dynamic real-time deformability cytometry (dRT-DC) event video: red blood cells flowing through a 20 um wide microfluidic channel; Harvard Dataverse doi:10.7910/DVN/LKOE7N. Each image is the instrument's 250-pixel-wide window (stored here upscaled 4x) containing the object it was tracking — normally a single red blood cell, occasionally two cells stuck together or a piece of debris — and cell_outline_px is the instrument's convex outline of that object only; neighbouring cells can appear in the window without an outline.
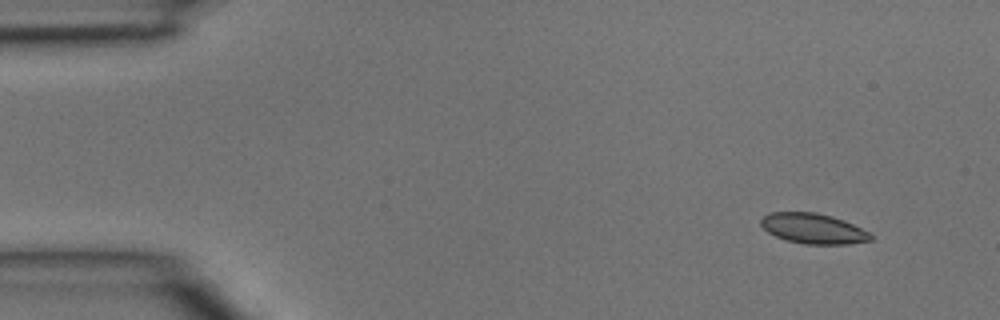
{"species": "common noctule bat (a hibernating species)", "species_latin": "Nyctalus noctula", "temperature_condition": "room temperature", "stored_images_in_passage": 4, "camera_frame_rate_fps": 3000, "um_per_image_px": 0.085, "animal": {"sex": "male", "body_mass_g": 15.6}, "frame": {"image": 1, "passage_image": 1, "time_ms": 0.0, "image_size_px": [1000, 320], "cell_outline_px": [[872, 240], [848, 244], [804, 244], [788, 240], [776, 236], [768, 232], [760, 224], [760, 220], [768, 212], [816, 212], [832, 216], [844, 220], [868, 232], [872, 236]], "centroid_in_image_um": [69.11, 19.42], "position_along_channel_um": 15.9, "area_um2": 19.25}}
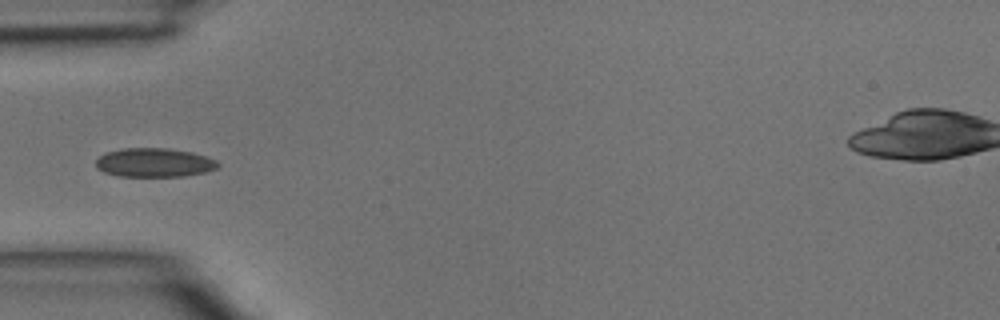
{"frame": {"image": 2, "passage_image": 4, "time_ms": 1.0, "image_size_px": [1000, 320], "cell_outline_px": [[220, 164], [216, 168], [204, 172], [184, 176], [120, 176], [104, 172], [96, 168], [96, 160], [104, 152], [124, 148], [168, 148], [192, 152], [216, 160]], "centroid_in_image_um": [13.08, 13.81], "position_along_channel_um": 71.9, "area_um2": 20.52}}